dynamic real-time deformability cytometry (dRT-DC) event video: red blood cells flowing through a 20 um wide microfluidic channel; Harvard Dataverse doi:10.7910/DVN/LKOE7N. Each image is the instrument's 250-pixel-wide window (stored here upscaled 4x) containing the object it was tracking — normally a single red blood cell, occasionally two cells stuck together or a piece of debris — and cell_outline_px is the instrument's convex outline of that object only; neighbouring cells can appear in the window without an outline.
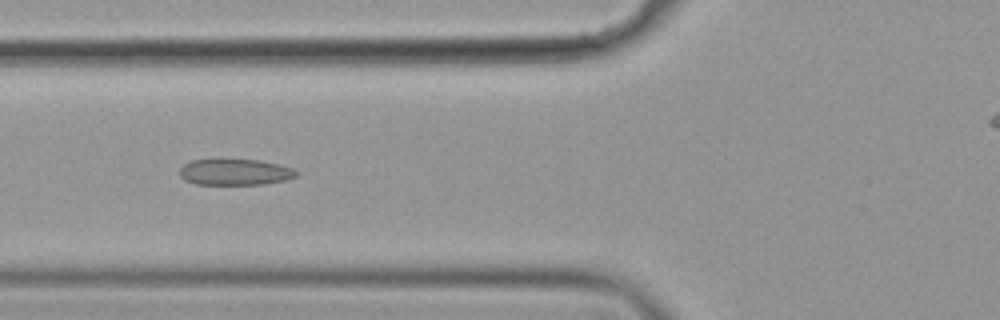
{"species": "common noctule bat (a hibernating species)", "species_latin": "Nyctalus noctula", "temperature_condition": "cold", "stored_images_in_passage": 14, "camera_frame_rate_fps": 3000, "um_per_image_px": 0.085, "animal": {"sex": "female", "body_mass_g": 19.9}, "frame": {"image": 1, "passage_image": 7, "time_ms": 2.0, "image_size_px": [1000, 320], "cell_outline_px": [[300, 172], [296, 176], [284, 180], [264, 184], [196, 184], [184, 180], [180, 176], [180, 168], [184, 164], [192, 160], [212, 156], [220, 156], [260, 160], [280, 164], [292, 168]], "centroid_in_image_um": [19.93, 14.56], "position_along_channel_um": 105.9, "area_um2": 18.79}}
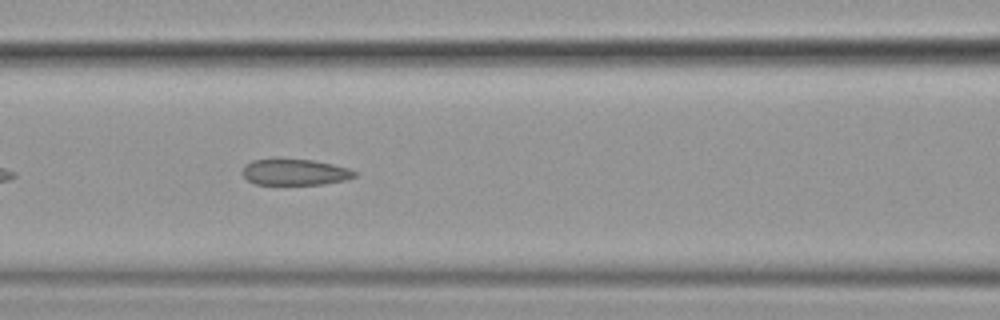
{"frame": {"image": 2, "passage_image": 10, "time_ms": 3.0, "image_size_px": [1000, 320], "cell_outline_px": [[356, 176], [344, 180], [324, 184], [256, 184], [248, 180], [244, 176], [244, 164], [252, 160], [312, 160], [332, 164], [348, 168], [356, 172]], "centroid_in_image_um": [25.08, 14.64], "position_along_channel_um": 141.5, "area_um2": 16.65}}